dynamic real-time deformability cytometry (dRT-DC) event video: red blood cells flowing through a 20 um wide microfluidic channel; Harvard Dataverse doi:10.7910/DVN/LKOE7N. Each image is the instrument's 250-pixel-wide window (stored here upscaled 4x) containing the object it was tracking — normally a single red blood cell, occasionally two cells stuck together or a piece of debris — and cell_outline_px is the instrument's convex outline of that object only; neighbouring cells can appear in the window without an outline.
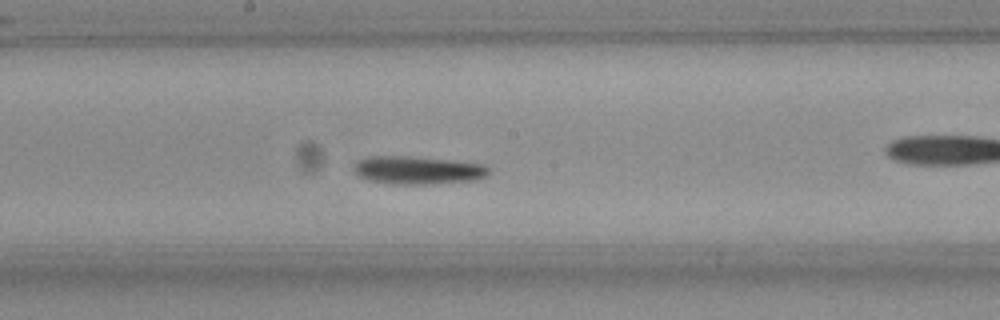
{"species": "Egyptian fruit bat (a non-hibernating species)", "species_latin": "Rousettus aegyptiacus", "temperature_condition": "room temperature", "stored_images_in_passage": 38, "camera_frame_rate_fps": 3000, "um_per_image_px": 0.085, "frame": {"image": 1, "passage_image": 12, "time_ms": 3.667, "image_size_px": [1000, 320], "cell_outline_px": [[492, 168], [480, 180], [428, 184], [396, 184], [368, 180], [360, 176], [356, 172], [356, 164], [360, 160], [368, 156], [404, 156], [448, 160], [484, 164]], "centroid_in_image_um": [35.58, 14.47], "position_along_channel_um": 212.6, "area_um2": 21.79}}